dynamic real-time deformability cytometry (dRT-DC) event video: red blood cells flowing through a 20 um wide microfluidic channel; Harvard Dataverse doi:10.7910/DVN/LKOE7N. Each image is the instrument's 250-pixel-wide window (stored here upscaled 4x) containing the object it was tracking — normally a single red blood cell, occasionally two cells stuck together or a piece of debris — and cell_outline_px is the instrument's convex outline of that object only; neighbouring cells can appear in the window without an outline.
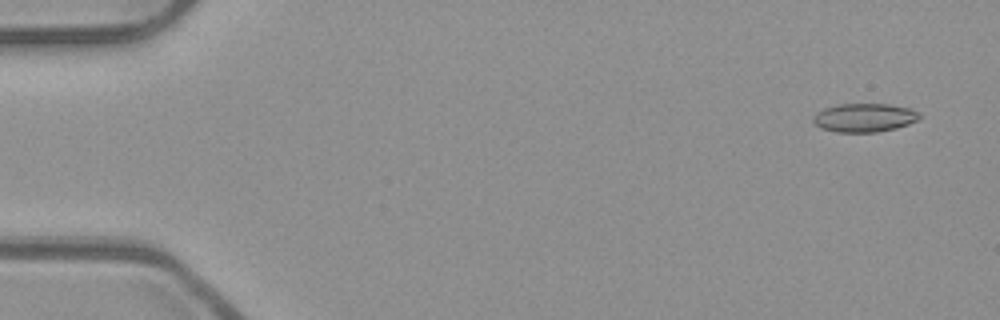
{"species": "common noctule bat (a hibernating species)", "species_latin": "Nyctalus noctula", "temperature_condition": "room temperature", "stored_images_in_passage": 12, "camera_frame_rate_fps": 3000, "um_per_image_px": 0.085, "animal": {"sex": "male", "body_mass_g": 23.1, "forearm_length_mm": 52.7}, "frame": {"image": 1, "passage_image": 3, "time_ms": 0.667, "image_size_px": [1000, 320], "cell_outline_px": [[920, 116], [916, 120], [908, 124], [896, 128], [876, 132], [836, 132], [820, 128], [812, 120], [812, 116], [816, 112], [824, 108], [836, 104], [888, 104], [912, 108]], "centroid_in_image_um": [73.42, 10.0], "position_along_channel_um": 11.6, "area_um2": 17.74}}